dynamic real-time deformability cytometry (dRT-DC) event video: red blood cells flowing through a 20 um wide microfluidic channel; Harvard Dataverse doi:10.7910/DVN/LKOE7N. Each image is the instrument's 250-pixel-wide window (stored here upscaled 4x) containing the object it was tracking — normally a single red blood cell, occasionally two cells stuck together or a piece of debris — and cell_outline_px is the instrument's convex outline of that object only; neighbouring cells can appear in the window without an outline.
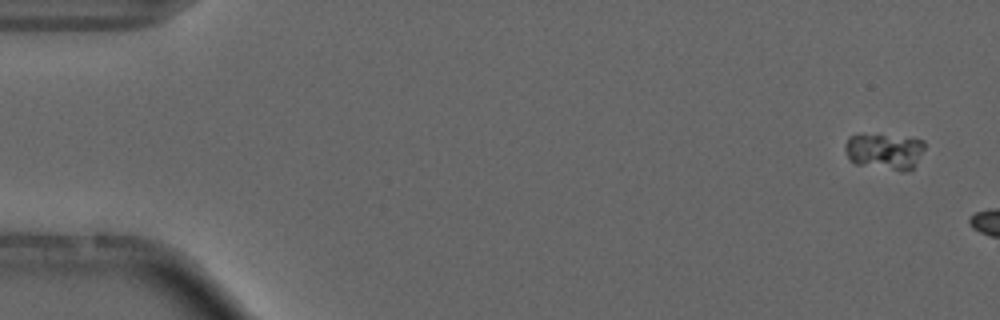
{"species": "common noctule bat (a hibernating species)", "species_latin": "Nyctalus noctula", "temperature_condition": "cold", "stored_images_in_passage": 3, "camera_frame_rate_fps": 3000, "um_per_image_px": 0.085, "animal": {"sex": "male", "forearm_length_mm": 52.5}, "frame": {"image": 1, "passage_image": 1, "time_ms": 0.0, "image_size_px": [1000, 320], "cell_outline_px": [[924, 148], [912, 168], [908, 172], [900, 172], [856, 164], [848, 156], [844, 148], [844, 144], [848, 136], [860, 132], [924, 140]], "centroid_in_image_um": [75.12, 12.85], "position_along_channel_um": 9.9, "area_um2": 17.05}}